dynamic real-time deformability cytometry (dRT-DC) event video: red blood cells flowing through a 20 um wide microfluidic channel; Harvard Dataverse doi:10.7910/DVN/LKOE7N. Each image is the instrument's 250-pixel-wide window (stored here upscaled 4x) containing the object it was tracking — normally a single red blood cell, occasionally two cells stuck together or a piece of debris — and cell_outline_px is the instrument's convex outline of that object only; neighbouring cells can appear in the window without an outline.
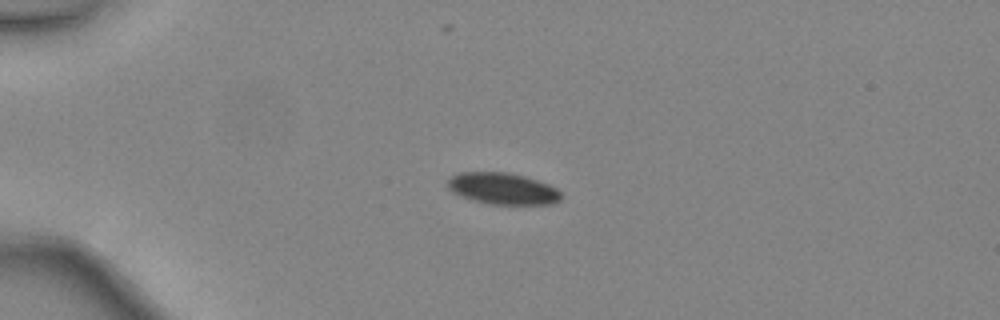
{"species": "common noctule bat (a hibernating species)", "species_latin": "Nyctalus noctula", "temperature_condition": "warm", "stored_images_in_passage": 36, "camera_frame_rate_fps": 3000, "um_per_image_px": 0.085, "animal": {"sex": "female", "body_mass_g": 24.6, "forearm_length_mm": 56.2}, "frame": {"image": 1, "passage_image": 1, "time_ms": 0.0, "image_size_px": [1000, 320], "cell_outline_px": [[564, 196], [560, 200], [552, 204], [488, 204], [452, 192], [448, 188], [448, 180], [452, 176], [460, 172], [508, 172], [524, 176], [548, 184], [556, 188]], "centroid_in_image_um": [42.77, 16.03], "position_along_channel_um": 42.2, "area_um2": 20.69}}
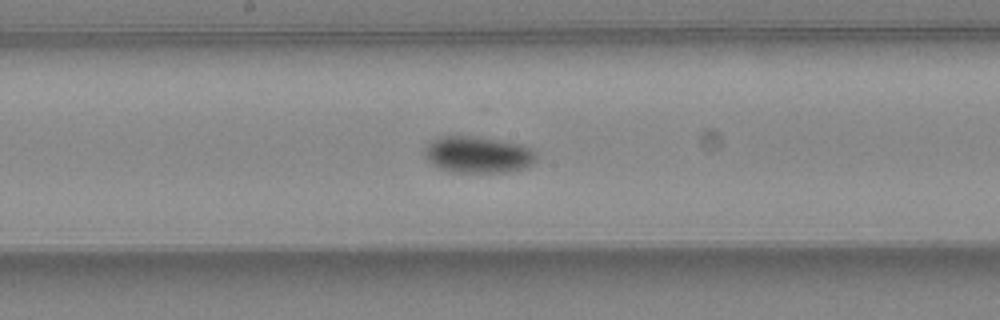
{"frame": {"image": 2, "passage_image": 15, "time_ms": 4.667, "image_size_px": [1000, 320], "cell_outline_px": [[536, 160], [528, 168], [508, 172], [452, 172], [440, 168], [432, 164], [428, 160], [424, 152], [424, 144], [440, 136], [480, 136], [520, 144], [532, 148], [536, 152]], "centroid_in_image_um": [40.64, 13.14], "position_along_channel_um": 207.6, "area_um2": 24.22}}
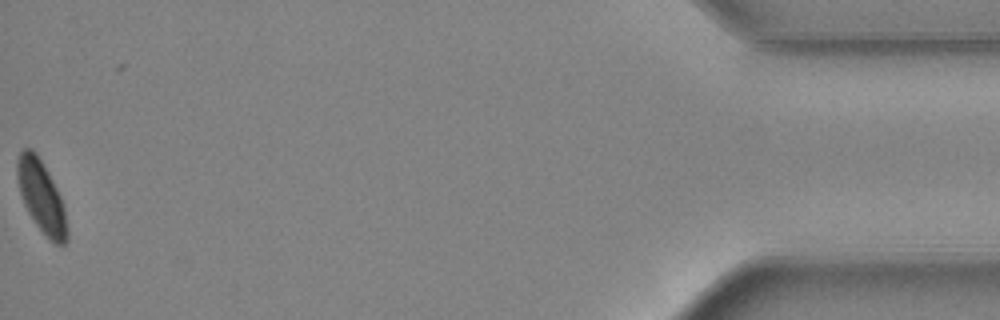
{"frame": {"image": 3, "passage_image": 36, "time_ms": 11.667, "image_size_px": [1000, 320], "cell_outline_px": [[68, 240], [64, 244], [56, 244], [36, 224], [28, 212], [24, 204], [20, 192], [16, 176], [16, 160], [20, 152], [24, 148], [32, 148], [36, 152], [48, 172], [60, 196], [64, 208], [68, 228]], "centroid_in_image_um": [3.51, 16.68], "position_along_channel_um": 431.7, "area_um2": 20.69}, "authors_computed_cell_mechanics": {"area_um2": 22.253, "velocity_mm_per_s": 4.452, "shape_relaxation_time_tau1_ms": 2.399, "shape_relaxation_time_tau2_ms": null, "deformation_change_tau1": 0.079, "deformation_change_tau2": null}}